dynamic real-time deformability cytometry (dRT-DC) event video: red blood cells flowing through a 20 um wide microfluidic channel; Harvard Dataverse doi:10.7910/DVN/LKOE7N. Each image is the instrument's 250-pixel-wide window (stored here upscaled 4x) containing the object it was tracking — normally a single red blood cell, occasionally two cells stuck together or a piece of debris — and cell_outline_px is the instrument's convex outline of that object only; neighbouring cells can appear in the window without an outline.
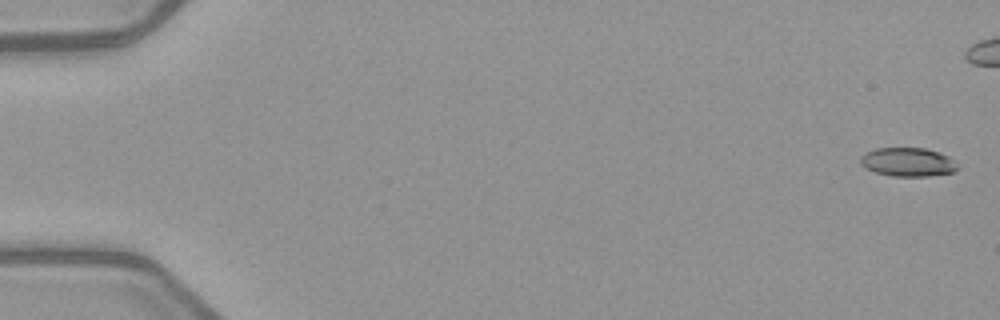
{"species": "common noctule bat (a hibernating species)", "species_latin": "Nyctalus noctula", "temperature_condition": "warm", "stored_images_in_passage": 6, "camera_frame_rate_fps": 3000, "um_per_image_px": 0.085, "animal": {"sex": "female", "body_mass_g": 21.9}, "frame": {"image": 1, "passage_image": 1, "time_ms": 0.0, "image_size_px": [1000, 320], "cell_outline_px": [[960, 168], [956, 172], [928, 176], [892, 176], [876, 172], [864, 168], [860, 164], [860, 156], [876, 148], [924, 148], [948, 156], [960, 164]], "centroid_in_image_um": [77.2, 13.79], "position_along_channel_um": 7.8, "area_um2": 16.42}}